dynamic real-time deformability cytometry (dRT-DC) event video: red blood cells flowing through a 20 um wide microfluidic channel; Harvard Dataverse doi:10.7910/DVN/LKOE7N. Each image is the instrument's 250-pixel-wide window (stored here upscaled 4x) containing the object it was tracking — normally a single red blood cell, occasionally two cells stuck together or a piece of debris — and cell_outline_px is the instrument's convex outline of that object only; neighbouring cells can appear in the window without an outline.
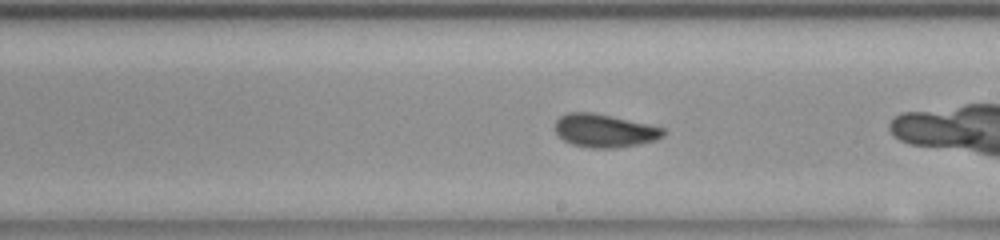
{"species": "common noctule bat (a hibernating species)", "species_latin": "Nyctalus noctula", "temperature_condition": "room temperature", "stored_images_in_passage": 32, "camera_frame_rate_fps": 3000, "um_per_image_px": 0.085, "animal": {"sex": "female", "body_mass_g": 23.0, "forearm_length_mm": 53.4}, "frame": {"image": 1, "passage_image": 14, "time_ms": 4.333, "image_size_px": [1000, 240], "cell_outline_px": [[664, 136], [656, 140], [616, 148], [592, 148], [572, 144], [564, 140], [556, 132], [556, 120], [560, 116], [568, 112], [592, 112], [612, 116], [648, 124], [664, 128]], "centroid_in_image_um": [51.38, 11.1], "position_along_channel_um": 237.6, "area_um2": 20.75}}